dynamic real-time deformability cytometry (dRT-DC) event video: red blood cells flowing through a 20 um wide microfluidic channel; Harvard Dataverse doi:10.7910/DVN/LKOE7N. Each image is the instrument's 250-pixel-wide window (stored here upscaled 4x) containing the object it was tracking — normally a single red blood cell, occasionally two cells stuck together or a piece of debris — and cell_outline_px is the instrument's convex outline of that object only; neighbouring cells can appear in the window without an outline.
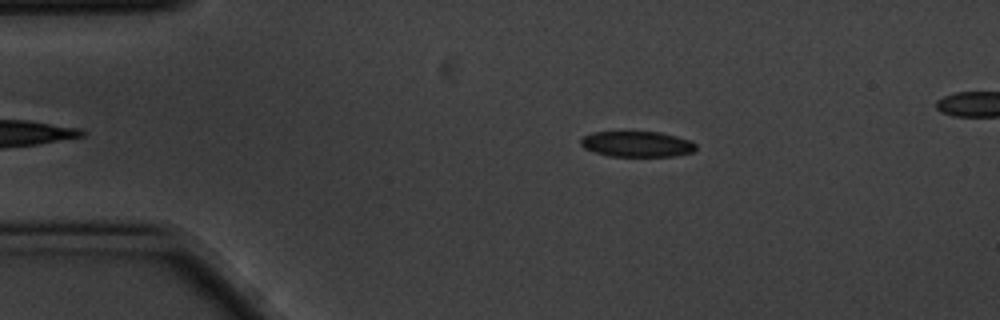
{"species": "common noctule bat (a hibernating species)", "species_latin": "Nyctalus noctula", "temperature_condition": "cold", "stored_images_in_passage": 3, "camera_frame_rate_fps": 3000, "um_per_image_px": 0.085, "animal": {"sex": "male", "body_mass_g": 20.1, "forearm_length_mm": 53.5}, "frame": {"image": 1, "passage_image": 1, "time_ms": 0.0, "image_size_px": [1000, 320], "cell_outline_px": [[696, 148], [692, 152], [676, 156], [608, 156], [584, 148], [580, 144], [580, 136], [592, 132], [660, 132], [676, 136], [688, 140], [696, 144]], "centroid_in_image_um": [54.1, 12.24], "position_along_channel_um": 30.9, "area_um2": 17.22}}